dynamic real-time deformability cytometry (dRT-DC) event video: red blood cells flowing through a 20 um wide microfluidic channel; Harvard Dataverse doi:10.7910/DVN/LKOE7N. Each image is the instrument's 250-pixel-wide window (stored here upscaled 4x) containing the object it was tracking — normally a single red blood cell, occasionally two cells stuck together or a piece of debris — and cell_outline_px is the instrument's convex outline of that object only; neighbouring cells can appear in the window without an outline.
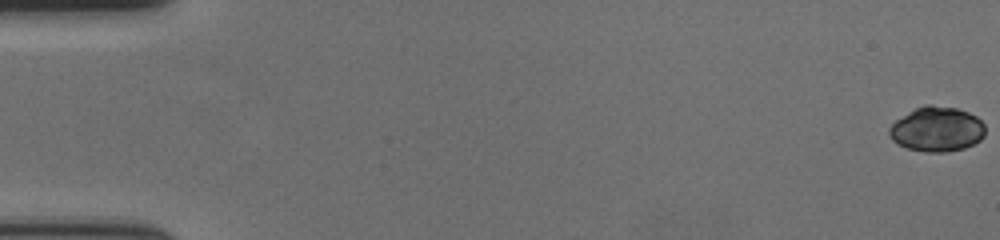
{"species": "human", "species_latin": "Homo sapiens", "temperature_condition": "cold", "stored_images_in_passage": 60, "camera_frame_rate_fps": 3000, "um_per_image_px": 0.085, "donor": {"sex": "female"}, "frame": {"image": 1, "passage_image": 1, "time_ms": 0.0, "image_size_px": [1000, 240], "cell_outline_px": [[984, 136], [980, 140], [964, 148], [948, 152], [928, 152], [908, 148], [892, 140], [888, 132], [888, 128], [896, 120], [916, 108], [924, 104], [932, 104], [956, 108], [968, 112], [976, 116], [984, 124]], "centroid_in_image_um": [79.64, 10.97], "position_along_channel_um": 5.4, "area_um2": 24.97}}
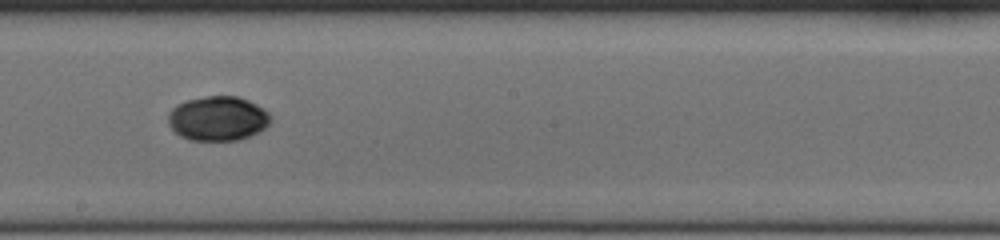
{"frame": {"image": 2, "passage_image": 35, "time_ms": 11.333, "image_size_px": [1000, 240], "cell_outline_px": [[272, 116], [268, 124], [264, 128], [240, 140], [188, 140], [180, 136], [168, 124], [168, 112], [176, 104], [184, 100], [208, 96], [236, 96], [248, 100], [264, 108]], "centroid_in_image_um": [18.49, 10.06], "position_along_channel_um": 229.7, "area_um2": 26.65}}
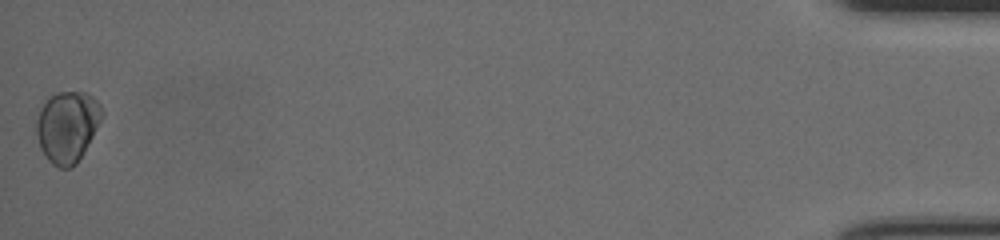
{"frame": {"image": 3, "passage_image": 60, "time_ms": 19.667, "image_size_px": [1000, 240], "cell_outline_px": [[104, 116], [76, 164], [72, 168], [60, 168], [52, 164], [48, 160], [40, 148], [36, 132], [36, 120], [48, 96], [56, 92], [84, 92], [92, 96], [100, 104], [104, 112]], "centroid_in_image_um": [5.73, 10.75], "position_along_channel_um": 429.5, "area_um2": 27.17}, "authors_computed_cell_mechanics": {"area_um2": 25.3453, "velocity_mm_per_s": 3.5605, "shape_relaxation_time_tau1_ms": 6.2789, "shape_relaxation_time_tau2_ms": null, "deformation_change_tau1": 0.0769, "deformation_change_tau2": null}}